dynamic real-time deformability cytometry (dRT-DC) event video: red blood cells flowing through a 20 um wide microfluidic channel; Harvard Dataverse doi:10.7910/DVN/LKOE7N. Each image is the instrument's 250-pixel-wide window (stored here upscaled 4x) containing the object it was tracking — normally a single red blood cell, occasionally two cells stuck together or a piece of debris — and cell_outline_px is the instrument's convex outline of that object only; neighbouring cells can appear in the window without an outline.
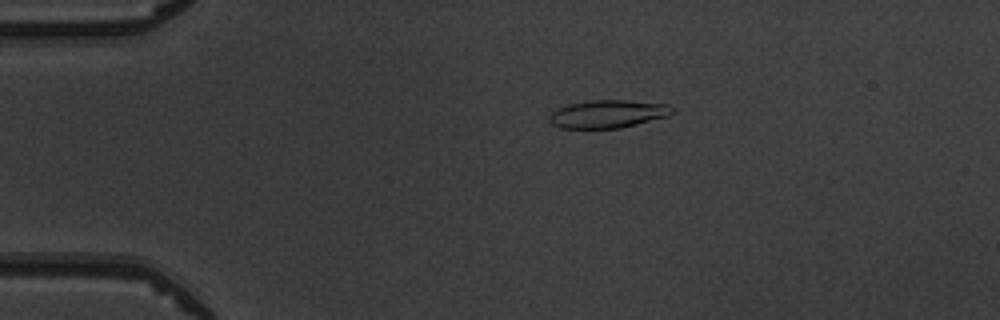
{"species": "common noctule bat (a hibernating species)", "species_latin": "Nyctalus noctula", "temperature_condition": "warm", "stored_images_in_passage": 45, "camera_frame_rate_fps": 3000, "um_per_image_px": 0.085, "animal": {"sex": "male", "body_mass_g": 19.5, "forearm_length_mm": 54.6}, "frame": {"image": 1, "passage_image": 5, "time_ms": 1.333, "image_size_px": [1000, 320], "cell_outline_px": [[676, 112], [668, 116], [620, 128], [560, 128], [552, 124], [548, 120], [548, 116], [556, 108], [568, 104], [592, 100], [628, 100], [668, 104], [676, 108]], "centroid_in_image_um": [51.69, 9.68], "position_along_channel_um": 33.3, "area_um2": 20.23}}
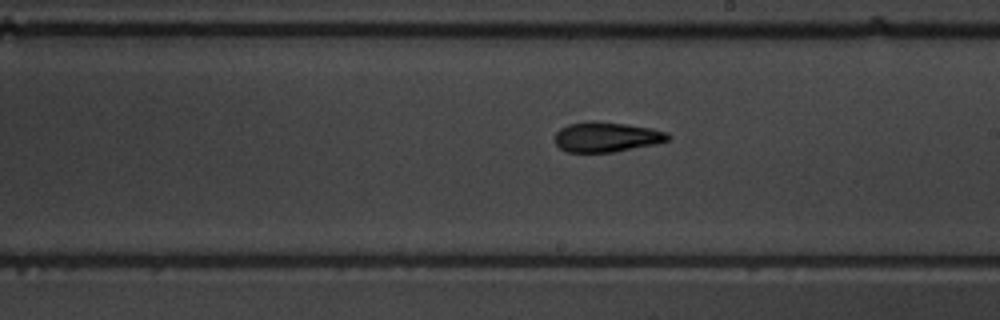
{"frame": {"image": 2, "passage_image": 24, "time_ms": 7.667, "image_size_px": [1000, 320], "cell_outline_px": [[672, 136], [668, 140], [656, 144], [612, 152], [568, 152], [560, 148], [556, 144], [556, 132], [560, 128], [568, 124], [592, 120], [596, 120], [628, 124], [652, 128], [664, 132]], "centroid_in_image_um": [51.55, 11.63], "position_along_channel_um": 237.4, "area_um2": 19.83}}
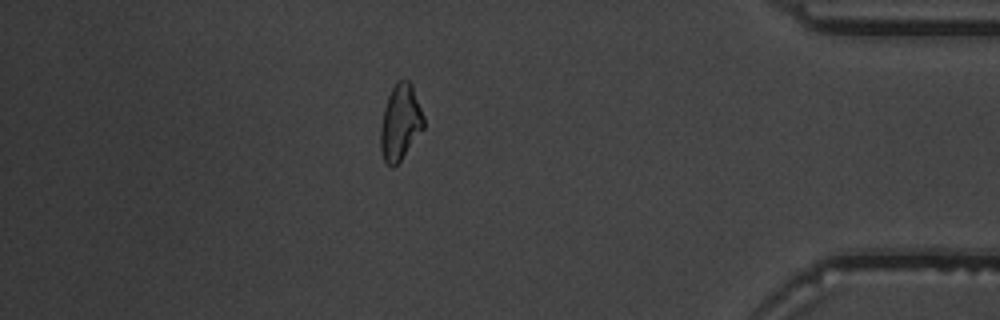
{"frame": {"image": 3, "passage_image": 39, "time_ms": 12.667, "image_size_px": [1000, 320], "cell_outline_px": [[424, 128], [400, 160], [392, 168], [384, 160], [380, 148], [380, 128], [384, 108], [388, 96], [396, 80], [408, 80], [412, 84], [424, 116]], "centroid_in_image_um": [34.02, 10.38], "position_along_channel_um": 401.2, "area_um2": 18.96}, "authors_computed_cell_mechanics": {"area_um2": 19.4786, "velocity_mm_per_s": 3.9992, "shape_relaxation_time_tau1_ms": 5.5183, "shape_relaxation_time_tau2_ms": 2.8678, "deformation_change_tau1": 0.1912, "deformation_change_tau2": 0.0998}}